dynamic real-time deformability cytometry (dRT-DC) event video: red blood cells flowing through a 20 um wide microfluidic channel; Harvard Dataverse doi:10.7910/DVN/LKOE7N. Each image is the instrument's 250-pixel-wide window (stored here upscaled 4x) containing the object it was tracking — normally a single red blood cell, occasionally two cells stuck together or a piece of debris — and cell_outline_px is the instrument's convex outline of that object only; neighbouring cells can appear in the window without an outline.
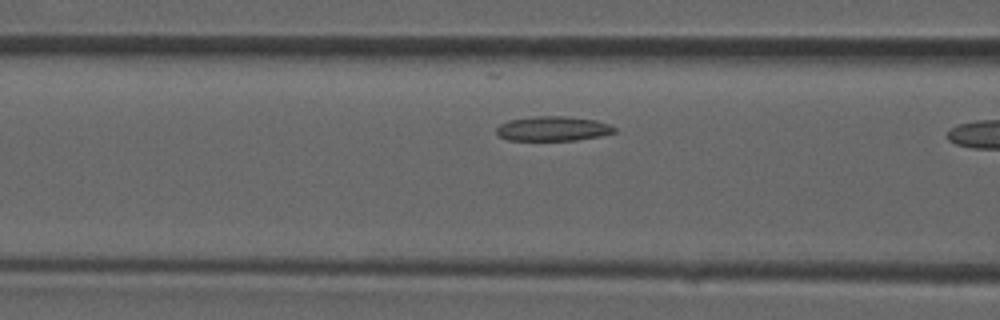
{"species": "common noctule bat (a hibernating species)", "species_latin": "Nyctalus noctula", "temperature_condition": "room temperature", "stored_images_in_passage": 7, "camera_frame_rate_fps": 3000, "um_per_image_px": 0.085, "animal": {"sex": "male", "forearm_length_mm": 52.5}, "frame": {"image": 1, "passage_image": 6, "time_ms": 1.667, "image_size_px": [1000, 320], "cell_outline_px": [[616, 132], [600, 136], [576, 140], [508, 140], [500, 136], [496, 132], [496, 128], [500, 124], [508, 120], [536, 116], [568, 116], [596, 120], [608, 124], [616, 128]], "centroid_in_image_um": [47.0, 10.93], "position_along_channel_um": 119.6, "area_um2": 16.94}}